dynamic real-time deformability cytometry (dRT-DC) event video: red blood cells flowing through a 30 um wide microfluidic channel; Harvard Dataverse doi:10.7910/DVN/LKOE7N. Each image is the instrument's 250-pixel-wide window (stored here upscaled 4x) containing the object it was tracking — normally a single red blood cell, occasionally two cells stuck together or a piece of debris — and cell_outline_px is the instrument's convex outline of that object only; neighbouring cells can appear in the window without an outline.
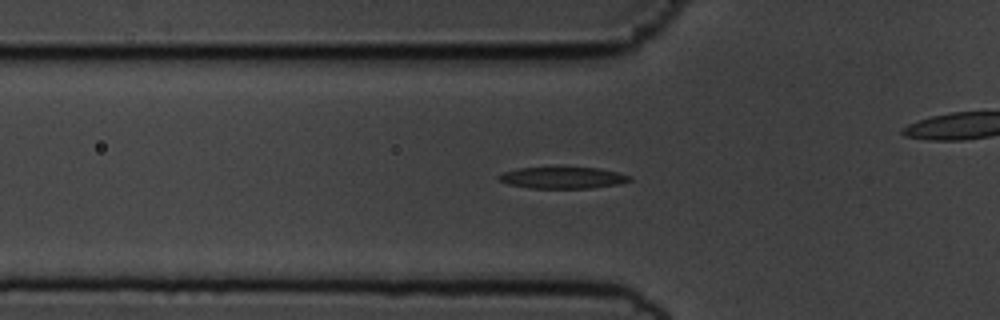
{"species": "common noctule bat (a hibernating species)", "species_latin": "Nyctalus noctula", "temperature_condition": "cold", "stored_images_in_passage": 56, "camera_frame_rate_fps": 3000, "um_per_image_px": 0.085, "animal": {"sex": "male", "body_mass_g": 19.5, "forearm_length_mm": 54.6}, "frame": {"image": 1, "passage_image": 18, "time_ms": 5.667, "image_size_px": [1000, 320], "cell_outline_px": [[632, 180], [620, 184], [592, 188], [528, 188], [508, 184], [500, 180], [496, 176], [504, 172], [520, 168], [564, 164], [600, 168], [632, 176]], "centroid_in_image_um": [47.85, 15.06], "position_along_channel_um": 77.9, "area_um2": 17.46}}
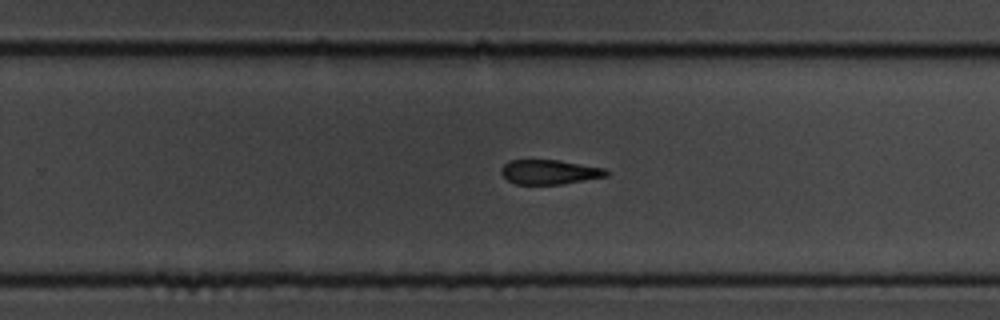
{"frame": {"image": 2, "passage_image": 35, "time_ms": 11.333, "image_size_px": [1000, 320], "cell_outline_px": [[608, 176], [564, 184], [516, 184], [508, 180], [500, 172], [500, 168], [508, 160], [560, 160], [604, 168], [608, 172]], "centroid_in_image_um": [46.7, 14.62], "position_along_channel_um": 283.1, "area_um2": 15.09}}
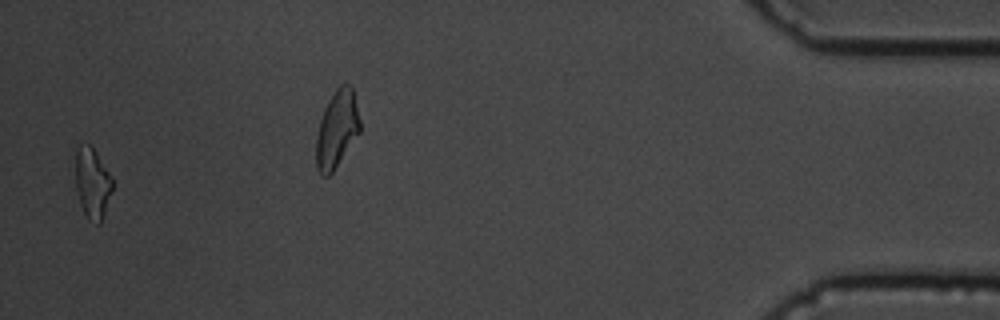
{"frame": {"image": 3, "passage_image": 54, "time_ms": 17.667, "image_size_px": [1000, 320], "cell_outline_px": [[112, 188], [100, 224], [96, 224], [88, 220], [80, 204], [68, 168], [76, 148], [80, 144], [92, 144], [112, 176]], "centroid_in_image_um": [7.72, 15.44], "position_along_channel_um": 427.5, "area_um2": 16.59}, "authors_computed_cell_mechanics": {"area_um2": 16.5308, "velocity_mm_per_s": 3.6192, "shape_relaxation_time_tau1_ms": 4.7071, "shape_relaxation_time_tau2_ms": 8.2468, "deformation_change_tau1": 0.1321, "deformation_change_tau2": 0.1806}}